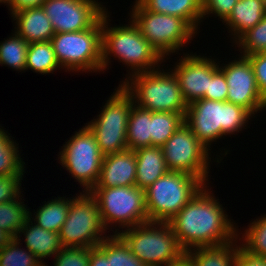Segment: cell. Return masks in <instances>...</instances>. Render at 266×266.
Returning <instances> with one entry per match:
<instances>
[{
    "mask_svg": "<svg viewBox=\"0 0 266 266\" xmlns=\"http://www.w3.org/2000/svg\"><path fill=\"white\" fill-rule=\"evenodd\" d=\"M218 200L204 185L168 221L185 252L194 248L224 245L238 239L236 226L228 219Z\"/></svg>",
    "mask_w": 266,
    "mask_h": 266,
    "instance_id": "6da1fadb",
    "label": "cell"
},
{
    "mask_svg": "<svg viewBox=\"0 0 266 266\" xmlns=\"http://www.w3.org/2000/svg\"><path fill=\"white\" fill-rule=\"evenodd\" d=\"M107 12L102 16V71L110 65L111 58L108 56H114L130 66L132 74L129 75L160 69L159 62L161 64L165 59L141 35L133 21L130 19V24L125 26L108 27L110 19Z\"/></svg>",
    "mask_w": 266,
    "mask_h": 266,
    "instance_id": "7a4b0ae2",
    "label": "cell"
},
{
    "mask_svg": "<svg viewBox=\"0 0 266 266\" xmlns=\"http://www.w3.org/2000/svg\"><path fill=\"white\" fill-rule=\"evenodd\" d=\"M252 116L250 111L240 105L201 98L187 105L184 123L211 150V143L223 135L241 131Z\"/></svg>",
    "mask_w": 266,
    "mask_h": 266,
    "instance_id": "3957f363",
    "label": "cell"
},
{
    "mask_svg": "<svg viewBox=\"0 0 266 266\" xmlns=\"http://www.w3.org/2000/svg\"><path fill=\"white\" fill-rule=\"evenodd\" d=\"M117 231L114 234H118L146 266H169L186 254L169 222L148 221Z\"/></svg>",
    "mask_w": 266,
    "mask_h": 266,
    "instance_id": "277c9868",
    "label": "cell"
},
{
    "mask_svg": "<svg viewBox=\"0 0 266 266\" xmlns=\"http://www.w3.org/2000/svg\"><path fill=\"white\" fill-rule=\"evenodd\" d=\"M162 69L130 75L122 81L134 104L151 112H175L185 116L184 101L177 77ZM130 80V81H129Z\"/></svg>",
    "mask_w": 266,
    "mask_h": 266,
    "instance_id": "5b68a950",
    "label": "cell"
},
{
    "mask_svg": "<svg viewBox=\"0 0 266 266\" xmlns=\"http://www.w3.org/2000/svg\"><path fill=\"white\" fill-rule=\"evenodd\" d=\"M198 178L169 171L145 189V206L149 221L168 222L204 186Z\"/></svg>",
    "mask_w": 266,
    "mask_h": 266,
    "instance_id": "8992f818",
    "label": "cell"
},
{
    "mask_svg": "<svg viewBox=\"0 0 266 266\" xmlns=\"http://www.w3.org/2000/svg\"><path fill=\"white\" fill-rule=\"evenodd\" d=\"M61 68L68 71H102V17L91 28L55 33L50 40Z\"/></svg>",
    "mask_w": 266,
    "mask_h": 266,
    "instance_id": "52a82bcc",
    "label": "cell"
},
{
    "mask_svg": "<svg viewBox=\"0 0 266 266\" xmlns=\"http://www.w3.org/2000/svg\"><path fill=\"white\" fill-rule=\"evenodd\" d=\"M134 3L130 16L133 23L163 58L178 52L196 35V31L184 19L151 12L138 0Z\"/></svg>",
    "mask_w": 266,
    "mask_h": 266,
    "instance_id": "ba28073f",
    "label": "cell"
},
{
    "mask_svg": "<svg viewBox=\"0 0 266 266\" xmlns=\"http://www.w3.org/2000/svg\"><path fill=\"white\" fill-rule=\"evenodd\" d=\"M134 104L132 95L119 84L111 94L97 119L86 123L95 135L103 156L128 149L127 127L131 108Z\"/></svg>",
    "mask_w": 266,
    "mask_h": 266,
    "instance_id": "9c48e42d",
    "label": "cell"
},
{
    "mask_svg": "<svg viewBox=\"0 0 266 266\" xmlns=\"http://www.w3.org/2000/svg\"><path fill=\"white\" fill-rule=\"evenodd\" d=\"M90 194L97 201L106 230L112 224L128 229L149 221L145 206V190L137 186L93 188Z\"/></svg>",
    "mask_w": 266,
    "mask_h": 266,
    "instance_id": "30bf717a",
    "label": "cell"
},
{
    "mask_svg": "<svg viewBox=\"0 0 266 266\" xmlns=\"http://www.w3.org/2000/svg\"><path fill=\"white\" fill-rule=\"evenodd\" d=\"M79 195V196H78ZM70 198L67 218L60 231L63 247H95L106 238L96 199L90 192Z\"/></svg>",
    "mask_w": 266,
    "mask_h": 266,
    "instance_id": "8fae6325",
    "label": "cell"
},
{
    "mask_svg": "<svg viewBox=\"0 0 266 266\" xmlns=\"http://www.w3.org/2000/svg\"><path fill=\"white\" fill-rule=\"evenodd\" d=\"M62 148L58 157L62 167L83 186L82 192H90L98 182L103 160L95 135L83 126Z\"/></svg>",
    "mask_w": 266,
    "mask_h": 266,
    "instance_id": "7c38bea8",
    "label": "cell"
},
{
    "mask_svg": "<svg viewBox=\"0 0 266 266\" xmlns=\"http://www.w3.org/2000/svg\"><path fill=\"white\" fill-rule=\"evenodd\" d=\"M170 171L198 177L205 185L210 171L209 150L184 124L161 147ZM210 159V160H209ZM209 170V171H208Z\"/></svg>",
    "mask_w": 266,
    "mask_h": 266,
    "instance_id": "4fadbf2b",
    "label": "cell"
},
{
    "mask_svg": "<svg viewBox=\"0 0 266 266\" xmlns=\"http://www.w3.org/2000/svg\"><path fill=\"white\" fill-rule=\"evenodd\" d=\"M41 7L55 33L89 29L106 12L98 0H45Z\"/></svg>",
    "mask_w": 266,
    "mask_h": 266,
    "instance_id": "5bb4252c",
    "label": "cell"
},
{
    "mask_svg": "<svg viewBox=\"0 0 266 266\" xmlns=\"http://www.w3.org/2000/svg\"><path fill=\"white\" fill-rule=\"evenodd\" d=\"M219 67L228 85L226 102L240 105L253 115L264 110L266 99L259 91L253 67L246 56L241 55L237 60Z\"/></svg>",
    "mask_w": 266,
    "mask_h": 266,
    "instance_id": "9a60e30c",
    "label": "cell"
},
{
    "mask_svg": "<svg viewBox=\"0 0 266 266\" xmlns=\"http://www.w3.org/2000/svg\"><path fill=\"white\" fill-rule=\"evenodd\" d=\"M179 61L172 72L178 79L184 101L188 105L195 100L205 98L209 79L219 69V65L214 59L188 53Z\"/></svg>",
    "mask_w": 266,
    "mask_h": 266,
    "instance_id": "2e32d148",
    "label": "cell"
},
{
    "mask_svg": "<svg viewBox=\"0 0 266 266\" xmlns=\"http://www.w3.org/2000/svg\"><path fill=\"white\" fill-rule=\"evenodd\" d=\"M136 154L126 149L103 156L101 172L94 188H113L116 186H135Z\"/></svg>",
    "mask_w": 266,
    "mask_h": 266,
    "instance_id": "e0dca14e",
    "label": "cell"
},
{
    "mask_svg": "<svg viewBox=\"0 0 266 266\" xmlns=\"http://www.w3.org/2000/svg\"><path fill=\"white\" fill-rule=\"evenodd\" d=\"M15 31L27 43L50 41L55 34L52 23L42 7L27 8L15 12Z\"/></svg>",
    "mask_w": 266,
    "mask_h": 266,
    "instance_id": "ac0fdd59",
    "label": "cell"
},
{
    "mask_svg": "<svg viewBox=\"0 0 266 266\" xmlns=\"http://www.w3.org/2000/svg\"><path fill=\"white\" fill-rule=\"evenodd\" d=\"M136 154V181L135 186L145 190L158 178L168 173L161 147H142L134 150Z\"/></svg>",
    "mask_w": 266,
    "mask_h": 266,
    "instance_id": "d6986e66",
    "label": "cell"
},
{
    "mask_svg": "<svg viewBox=\"0 0 266 266\" xmlns=\"http://www.w3.org/2000/svg\"><path fill=\"white\" fill-rule=\"evenodd\" d=\"M265 15L266 0H238L223 22L229 27V32H232L233 40L236 41L243 33L258 24Z\"/></svg>",
    "mask_w": 266,
    "mask_h": 266,
    "instance_id": "ffe728a7",
    "label": "cell"
},
{
    "mask_svg": "<svg viewBox=\"0 0 266 266\" xmlns=\"http://www.w3.org/2000/svg\"><path fill=\"white\" fill-rule=\"evenodd\" d=\"M20 233H24L26 248L29 249L44 266L47 265L42 262V258L52 257L63 248L59 233L43 229L37 224L32 223L30 218L26 221V224L22 226L17 237L21 236Z\"/></svg>",
    "mask_w": 266,
    "mask_h": 266,
    "instance_id": "44dd1931",
    "label": "cell"
},
{
    "mask_svg": "<svg viewBox=\"0 0 266 266\" xmlns=\"http://www.w3.org/2000/svg\"><path fill=\"white\" fill-rule=\"evenodd\" d=\"M147 10L184 19L196 32L202 21V0H138Z\"/></svg>",
    "mask_w": 266,
    "mask_h": 266,
    "instance_id": "7402d4cb",
    "label": "cell"
},
{
    "mask_svg": "<svg viewBox=\"0 0 266 266\" xmlns=\"http://www.w3.org/2000/svg\"><path fill=\"white\" fill-rule=\"evenodd\" d=\"M235 243L237 241L219 246L194 248L186 252V255L194 266H234L238 250Z\"/></svg>",
    "mask_w": 266,
    "mask_h": 266,
    "instance_id": "603a6c76",
    "label": "cell"
},
{
    "mask_svg": "<svg viewBox=\"0 0 266 266\" xmlns=\"http://www.w3.org/2000/svg\"><path fill=\"white\" fill-rule=\"evenodd\" d=\"M151 111L136 104L132 106L128 127V149L136 150L142 147H151Z\"/></svg>",
    "mask_w": 266,
    "mask_h": 266,
    "instance_id": "cb8c5ba5",
    "label": "cell"
},
{
    "mask_svg": "<svg viewBox=\"0 0 266 266\" xmlns=\"http://www.w3.org/2000/svg\"><path fill=\"white\" fill-rule=\"evenodd\" d=\"M58 197L44 203L35 213V218L29 212L30 220H34L38 226L48 231L59 233L65 222L70 208V199ZM32 218V219H31Z\"/></svg>",
    "mask_w": 266,
    "mask_h": 266,
    "instance_id": "d4e9b609",
    "label": "cell"
},
{
    "mask_svg": "<svg viewBox=\"0 0 266 266\" xmlns=\"http://www.w3.org/2000/svg\"><path fill=\"white\" fill-rule=\"evenodd\" d=\"M184 124L181 113L151 112V146L162 147Z\"/></svg>",
    "mask_w": 266,
    "mask_h": 266,
    "instance_id": "484cf974",
    "label": "cell"
},
{
    "mask_svg": "<svg viewBox=\"0 0 266 266\" xmlns=\"http://www.w3.org/2000/svg\"><path fill=\"white\" fill-rule=\"evenodd\" d=\"M56 68L60 69V65L50 41L29 43L25 70L48 74L53 73Z\"/></svg>",
    "mask_w": 266,
    "mask_h": 266,
    "instance_id": "4316f807",
    "label": "cell"
},
{
    "mask_svg": "<svg viewBox=\"0 0 266 266\" xmlns=\"http://www.w3.org/2000/svg\"><path fill=\"white\" fill-rule=\"evenodd\" d=\"M17 198L9 202L0 203V229L16 238L20 229L29 219V209ZM19 201V202H18Z\"/></svg>",
    "mask_w": 266,
    "mask_h": 266,
    "instance_id": "83f0119b",
    "label": "cell"
},
{
    "mask_svg": "<svg viewBox=\"0 0 266 266\" xmlns=\"http://www.w3.org/2000/svg\"><path fill=\"white\" fill-rule=\"evenodd\" d=\"M2 127V126H0ZM0 128V176L24 175L25 162L22 161L17 143L10 134Z\"/></svg>",
    "mask_w": 266,
    "mask_h": 266,
    "instance_id": "f1b7e54d",
    "label": "cell"
},
{
    "mask_svg": "<svg viewBox=\"0 0 266 266\" xmlns=\"http://www.w3.org/2000/svg\"><path fill=\"white\" fill-rule=\"evenodd\" d=\"M111 259V266H146L118 235H109L97 245Z\"/></svg>",
    "mask_w": 266,
    "mask_h": 266,
    "instance_id": "f546056e",
    "label": "cell"
},
{
    "mask_svg": "<svg viewBox=\"0 0 266 266\" xmlns=\"http://www.w3.org/2000/svg\"><path fill=\"white\" fill-rule=\"evenodd\" d=\"M29 43L16 32L0 43V64L8 65L16 71H25Z\"/></svg>",
    "mask_w": 266,
    "mask_h": 266,
    "instance_id": "4dcf8cb0",
    "label": "cell"
},
{
    "mask_svg": "<svg viewBox=\"0 0 266 266\" xmlns=\"http://www.w3.org/2000/svg\"><path fill=\"white\" fill-rule=\"evenodd\" d=\"M20 240L12 238L1 248L0 266H44L29 249L21 248Z\"/></svg>",
    "mask_w": 266,
    "mask_h": 266,
    "instance_id": "1f68e13d",
    "label": "cell"
},
{
    "mask_svg": "<svg viewBox=\"0 0 266 266\" xmlns=\"http://www.w3.org/2000/svg\"><path fill=\"white\" fill-rule=\"evenodd\" d=\"M242 235L243 242L240 245L248 253L266 257V215L250 223Z\"/></svg>",
    "mask_w": 266,
    "mask_h": 266,
    "instance_id": "d6a6232c",
    "label": "cell"
},
{
    "mask_svg": "<svg viewBox=\"0 0 266 266\" xmlns=\"http://www.w3.org/2000/svg\"><path fill=\"white\" fill-rule=\"evenodd\" d=\"M242 56L263 53L266 50V15L253 28L243 33L236 41Z\"/></svg>",
    "mask_w": 266,
    "mask_h": 266,
    "instance_id": "836d02e7",
    "label": "cell"
},
{
    "mask_svg": "<svg viewBox=\"0 0 266 266\" xmlns=\"http://www.w3.org/2000/svg\"><path fill=\"white\" fill-rule=\"evenodd\" d=\"M54 266H89V247H63L54 256Z\"/></svg>",
    "mask_w": 266,
    "mask_h": 266,
    "instance_id": "e575fe53",
    "label": "cell"
},
{
    "mask_svg": "<svg viewBox=\"0 0 266 266\" xmlns=\"http://www.w3.org/2000/svg\"><path fill=\"white\" fill-rule=\"evenodd\" d=\"M23 175L0 176V203L16 200L21 196Z\"/></svg>",
    "mask_w": 266,
    "mask_h": 266,
    "instance_id": "d590c367",
    "label": "cell"
},
{
    "mask_svg": "<svg viewBox=\"0 0 266 266\" xmlns=\"http://www.w3.org/2000/svg\"><path fill=\"white\" fill-rule=\"evenodd\" d=\"M228 85L224 76V72L219 69L209 79L208 90L205 93V98L214 101H226L228 94Z\"/></svg>",
    "mask_w": 266,
    "mask_h": 266,
    "instance_id": "8d00e7d4",
    "label": "cell"
},
{
    "mask_svg": "<svg viewBox=\"0 0 266 266\" xmlns=\"http://www.w3.org/2000/svg\"><path fill=\"white\" fill-rule=\"evenodd\" d=\"M203 1V18L214 14L222 19V22L230 15L233 7L238 0H202Z\"/></svg>",
    "mask_w": 266,
    "mask_h": 266,
    "instance_id": "74e56055",
    "label": "cell"
},
{
    "mask_svg": "<svg viewBox=\"0 0 266 266\" xmlns=\"http://www.w3.org/2000/svg\"><path fill=\"white\" fill-rule=\"evenodd\" d=\"M254 71L256 83L261 95L266 99V54L255 53L246 56Z\"/></svg>",
    "mask_w": 266,
    "mask_h": 266,
    "instance_id": "f35d334b",
    "label": "cell"
},
{
    "mask_svg": "<svg viewBox=\"0 0 266 266\" xmlns=\"http://www.w3.org/2000/svg\"><path fill=\"white\" fill-rule=\"evenodd\" d=\"M234 266H266V257L252 255L238 245Z\"/></svg>",
    "mask_w": 266,
    "mask_h": 266,
    "instance_id": "ab89813d",
    "label": "cell"
},
{
    "mask_svg": "<svg viewBox=\"0 0 266 266\" xmlns=\"http://www.w3.org/2000/svg\"><path fill=\"white\" fill-rule=\"evenodd\" d=\"M45 0H10L9 10L11 11V15L15 12L21 11L27 8H38L41 7Z\"/></svg>",
    "mask_w": 266,
    "mask_h": 266,
    "instance_id": "60d3db41",
    "label": "cell"
},
{
    "mask_svg": "<svg viewBox=\"0 0 266 266\" xmlns=\"http://www.w3.org/2000/svg\"><path fill=\"white\" fill-rule=\"evenodd\" d=\"M89 266H111V259L98 247H90Z\"/></svg>",
    "mask_w": 266,
    "mask_h": 266,
    "instance_id": "b9f144b4",
    "label": "cell"
},
{
    "mask_svg": "<svg viewBox=\"0 0 266 266\" xmlns=\"http://www.w3.org/2000/svg\"><path fill=\"white\" fill-rule=\"evenodd\" d=\"M169 266H194L191 259L185 254L180 260L171 263Z\"/></svg>",
    "mask_w": 266,
    "mask_h": 266,
    "instance_id": "7bdbcfd3",
    "label": "cell"
},
{
    "mask_svg": "<svg viewBox=\"0 0 266 266\" xmlns=\"http://www.w3.org/2000/svg\"><path fill=\"white\" fill-rule=\"evenodd\" d=\"M12 237L5 231L0 229V250L2 247H4Z\"/></svg>",
    "mask_w": 266,
    "mask_h": 266,
    "instance_id": "ee69618b",
    "label": "cell"
},
{
    "mask_svg": "<svg viewBox=\"0 0 266 266\" xmlns=\"http://www.w3.org/2000/svg\"><path fill=\"white\" fill-rule=\"evenodd\" d=\"M10 0H0V3H5L6 5L9 4Z\"/></svg>",
    "mask_w": 266,
    "mask_h": 266,
    "instance_id": "f6af8a7d",
    "label": "cell"
}]
</instances>
